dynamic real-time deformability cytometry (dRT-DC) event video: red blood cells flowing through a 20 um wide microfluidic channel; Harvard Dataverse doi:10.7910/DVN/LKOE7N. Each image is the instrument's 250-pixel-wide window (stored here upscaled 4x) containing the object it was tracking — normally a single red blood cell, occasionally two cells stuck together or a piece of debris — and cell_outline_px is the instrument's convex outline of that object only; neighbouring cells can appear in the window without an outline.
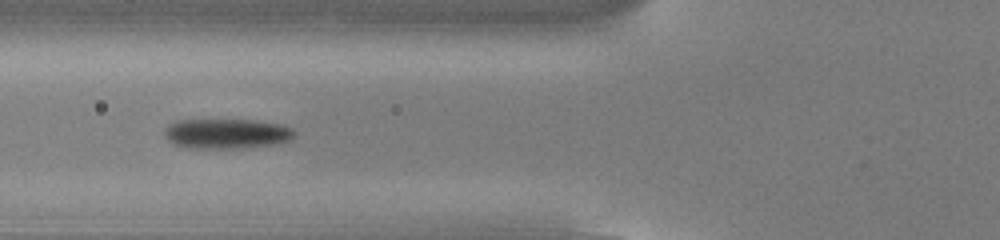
{"species": "common noctule bat (a hibernating species)", "species_latin": "Nyctalus noctula", "temperature_condition": "cold", "stored_images_in_passage": 18, "camera_frame_rate_fps": 3000, "um_per_image_px": 0.085, "animal": {"sex": "male", "body_mass_g": 13.0, "forearm_length_mm": 53.1}, "frame": {"image": 1, "passage_image": 6, "time_ms": 1.667, "image_size_px": [1000, 240], "cell_outline_px": [[296, 136], [292, 140], [272, 144], [240, 148], [192, 148], [172, 144], [164, 136], [164, 128], [176, 120], [252, 120], [284, 124], [292, 128], [296, 132]], "centroid_in_image_um": [19.28, 11.35], "position_along_channel_um": 106.5, "area_um2": 22.89}}
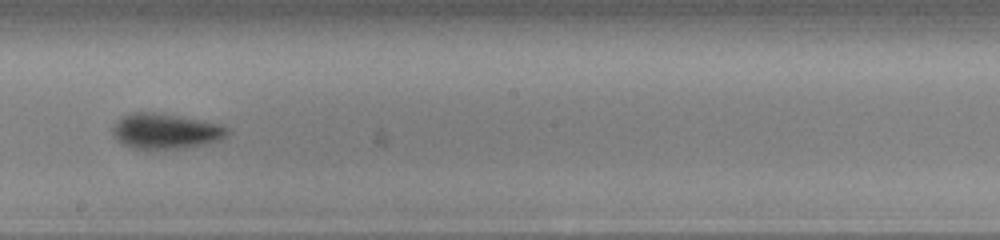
{"frame": {"image": 2, "passage_image": 16, "time_ms": 5.0, "image_size_px": [1000, 240], "cell_outline_px": [[232, 132], [228, 136], [220, 140], [208, 144], [184, 148], [132, 148], [124, 144], [112, 136], [112, 128], [124, 116], [132, 112], [152, 112], [180, 116], [220, 124], [228, 128]], "centroid_in_image_um": [14.14, 11.15], "position_along_channel_um": 234.1, "area_um2": 23.52}}